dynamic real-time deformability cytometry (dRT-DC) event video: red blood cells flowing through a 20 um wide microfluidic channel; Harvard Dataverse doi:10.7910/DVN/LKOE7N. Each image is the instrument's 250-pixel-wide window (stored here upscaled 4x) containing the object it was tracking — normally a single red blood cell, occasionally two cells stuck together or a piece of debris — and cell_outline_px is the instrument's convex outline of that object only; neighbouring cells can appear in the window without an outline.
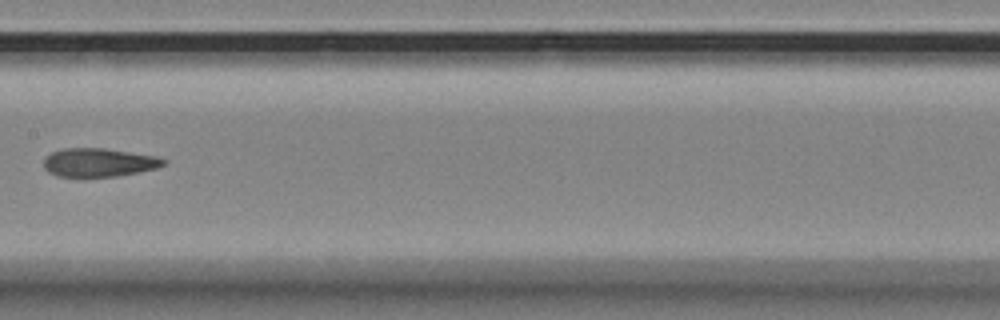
{"species": "Egyptian fruit bat (a non-hibernating species)", "species_latin": "Rousettus aegyptiacus", "temperature_condition": "room temperature", "stored_images_in_passage": 11, "camera_frame_rate_fps": 3000, "um_per_image_px": 0.085, "animal": {"sex": "female"}, "frame": {"image": 1, "passage_image": 7, "time_ms": 7.0, "image_size_px": [1000, 320], "cell_outline_px": [[168, 160], [164, 164], [156, 168], [116, 176], [56, 176], [48, 172], [44, 168], [44, 156], [52, 152], [64, 148], [104, 148], [156, 156]], "centroid_in_image_um": [8.36, 13.8], "position_along_channel_um": 199.0, "area_um2": 19.77}}
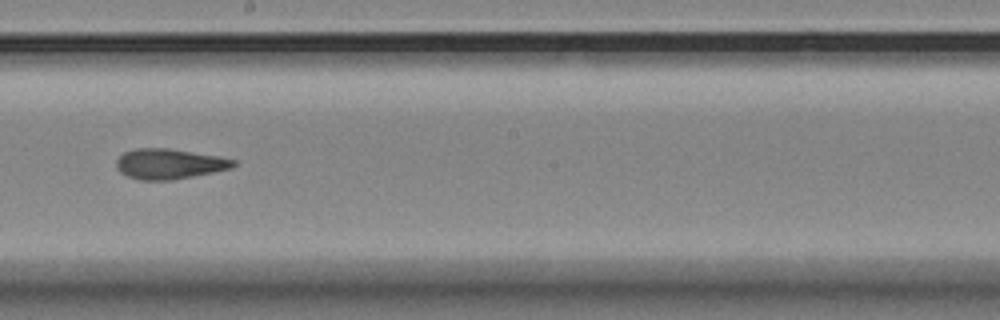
{"frame": {"image": 2, "passage_image": 8, "time_ms": 8.0, "image_size_px": [1000, 320], "cell_outline_px": [[236, 164], [232, 168], [172, 180], [140, 180], [128, 176], [120, 172], [116, 168], [116, 160], [124, 152], [136, 148], [168, 148], [216, 156], [236, 160]], "centroid_in_image_um": [14.35, 13.93], "position_along_channel_um": 233.8, "area_um2": 20.46}}
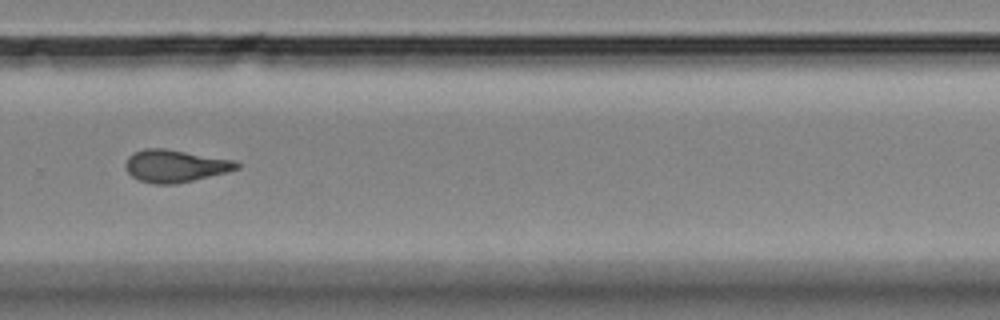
{"frame": {"image": 3, "passage_image": 10, "time_ms": 10.333, "image_size_px": [1000, 320], "cell_outline_px": [[240, 168], [228, 172], [176, 184], [152, 184], [140, 180], [132, 176], [128, 172], [124, 164], [128, 156], [132, 152], [144, 148], [164, 148], [236, 160], [240, 164]], "centroid_in_image_um": [14.89, 14.1], "position_along_channel_um": 314.9, "area_um2": 21.21}}